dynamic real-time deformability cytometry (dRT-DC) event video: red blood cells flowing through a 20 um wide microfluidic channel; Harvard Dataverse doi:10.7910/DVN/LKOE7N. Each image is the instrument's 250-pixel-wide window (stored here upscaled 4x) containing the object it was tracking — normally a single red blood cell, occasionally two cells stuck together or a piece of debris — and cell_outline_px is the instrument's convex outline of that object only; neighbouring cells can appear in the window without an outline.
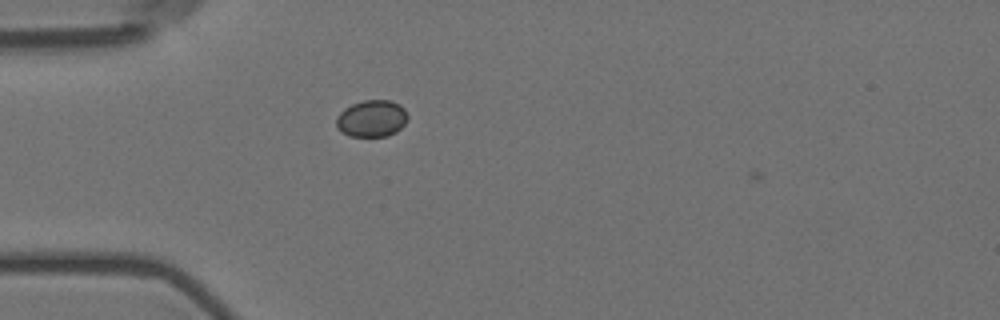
{"species": "Egyptian fruit bat (a non-hibernating species)", "species_latin": "Rousettus aegyptiacus", "temperature_condition": "room temperature", "stored_images_in_passage": 3, "camera_frame_rate_fps": 3000, "um_per_image_px": 0.085, "animal": {"sex": "female"}, "frame": {"image": 1, "passage_image": 2, "time_ms": 0.333, "image_size_px": [1000, 320], "cell_outline_px": [[408, 120], [396, 132], [388, 136], [348, 136], [340, 132], [336, 128], [336, 116], [344, 108], [352, 104], [364, 100], [392, 100], [400, 104], [404, 108], [408, 116]], "centroid_in_image_um": [31.58, 10.07], "position_along_channel_um": 53.4, "area_um2": 15.61}}